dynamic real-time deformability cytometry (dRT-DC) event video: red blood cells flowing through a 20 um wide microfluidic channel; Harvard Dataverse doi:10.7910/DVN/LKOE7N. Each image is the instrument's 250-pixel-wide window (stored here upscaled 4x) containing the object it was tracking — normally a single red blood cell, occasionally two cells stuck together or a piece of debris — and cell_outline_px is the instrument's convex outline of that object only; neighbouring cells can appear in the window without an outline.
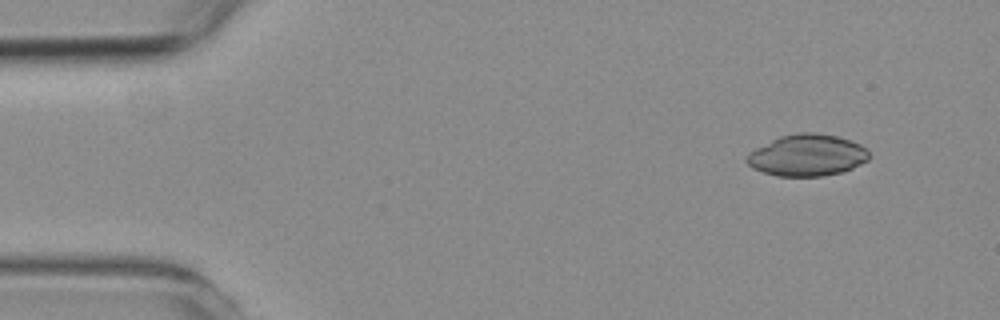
{"species": "common noctule bat (a hibernating species)", "species_latin": "Nyctalus noctula", "temperature_condition": "room temperature", "stored_images_in_passage": 54, "camera_frame_rate_fps": 3000, "um_per_image_px": 0.085, "animal": {"sex": "female", "body_mass_g": 19.3, "forearm_length_mm": 54.1}, "frame": {"image": 1, "passage_image": 2, "time_ms": 0.333, "image_size_px": [1000, 320], "cell_outline_px": [[868, 160], [852, 168], [840, 172], [824, 176], [776, 176], [752, 168], [744, 160], [756, 148], [780, 136], [800, 132], [812, 132], [836, 136], [860, 144], [868, 152]], "centroid_in_image_um": [68.6, 13.2], "position_along_channel_um": 16.4, "area_um2": 29.3}}
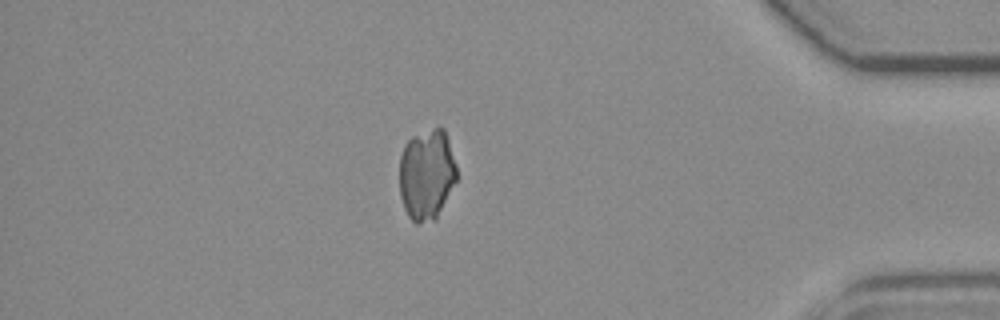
{"frame": {"image": 2, "passage_image": 46, "time_ms": 15.0, "image_size_px": [1000, 320], "cell_outline_px": [[456, 180], [436, 220], [416, 224], [408, 216], [404, 208], [400, 196], [400, 156], [404, 144], [412, 136], [440, 124], [444, 128], [456, 164]], "centroid_in_image_um": [36.26, 14.81], "position_along_channel_um": 398.9, "area_um2": 30.63}}
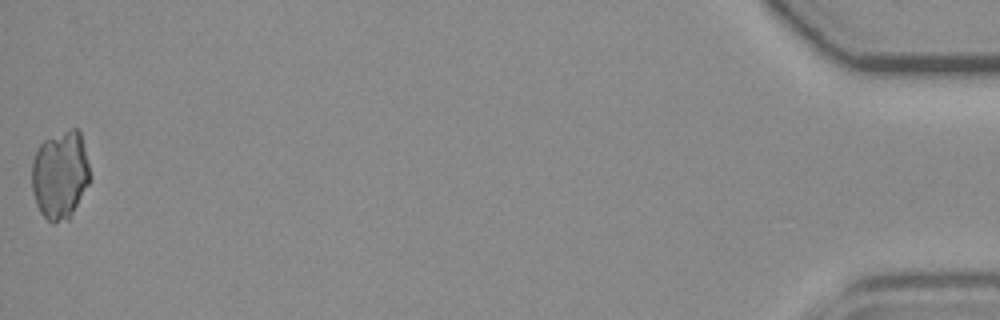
{"frame": {"image": 3, "passage_image": 54, "time_ms": 17.667, "image_size_px": [1000, 320], "cell_outline_px": [[88, 184], [68, 220], [52, 224], [40, 212], [36, 204], [32, 192], [32, 160], [40, 144], [44, 140], [68, 128], [76, 128], [80, 132], [88, 164]], "centroid_in_image_um": [5.07, 14.87], "position_along_channel_um": 430.1, "area_um2": 29.65}}